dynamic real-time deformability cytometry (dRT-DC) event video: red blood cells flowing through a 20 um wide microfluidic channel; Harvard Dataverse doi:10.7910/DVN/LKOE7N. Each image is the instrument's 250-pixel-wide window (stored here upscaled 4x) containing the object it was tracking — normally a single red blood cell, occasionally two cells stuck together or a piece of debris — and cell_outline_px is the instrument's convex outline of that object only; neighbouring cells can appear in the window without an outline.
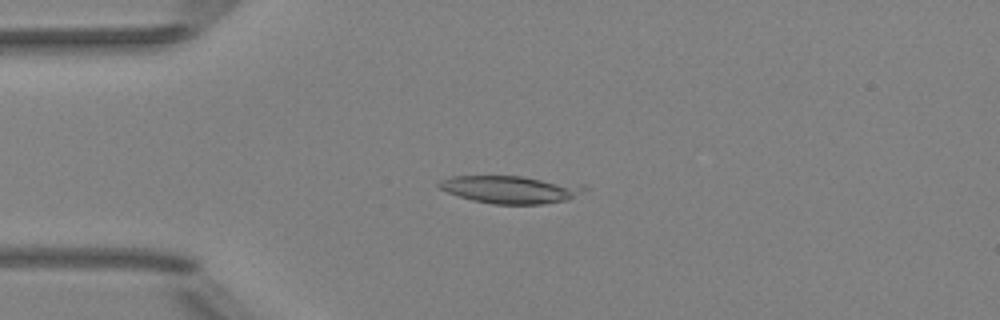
{"species": "Egyptian fruit bat (a non-hibernating species)", "species_latin": "Rousettus aegyptiacus", "temperature_condition": "room temperature", "stored_images_in_passage": 16, "camera_frame_rate_fps": 3000, "um_per_image_px": 0.085, "animal": {"sex": "female"}, "frame": {"image": 1, "passage_image": 13, "time_ms": 4.0, "image_size_px": [1000, 320], "cell_outline_px": [[588, 188], [568, 200], [544, 204], [492, 204], [472, 200], [448, 192], [440, 188], [436, 184], [440, 180], [452, 176], [524, 176], [584, 184]], "centroid_in_image_um": [43.44, 16.09], "position_along_channel_um": 41.6, "area_um2": 23.58}}